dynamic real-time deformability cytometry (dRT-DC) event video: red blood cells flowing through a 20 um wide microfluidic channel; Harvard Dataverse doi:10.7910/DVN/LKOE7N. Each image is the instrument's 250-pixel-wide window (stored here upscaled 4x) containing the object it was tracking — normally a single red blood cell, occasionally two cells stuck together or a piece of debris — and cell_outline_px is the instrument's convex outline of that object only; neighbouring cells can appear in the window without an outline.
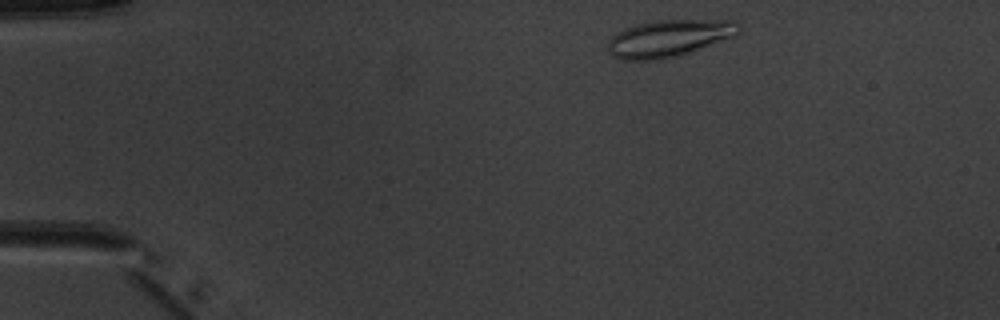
{"species": "common noctule bat (a hibernating species)", "species_latin": "Nyctalus noctula", "temperature_condition": "warm", "stored_images_in_passage": 3, "camera_frame_rate_fps": 3000, "um_per_image_px": 0.085, "animal": {"sex": "male", "body_mass_g": 20.1, "forearm_length_mm": 53.5}, "frame": {"image": 1, "passage_image": 1, "time_ms": 0.0, "image_size_px": [1000, 320], "cell_outline_px": [[740, 32], [736, 36], [692, 52], [660, 60], [620, 60], [612, 56], [608, 52], [608, 44], [612, 36], [616, 32], [624, 28], [636, 24], [656, 20], [736, 20], [740, 24]], "centroid_in_image_um": [56.88, 3.25], "position_along_channel_um": 28.1, "area_um2": 28.67}}
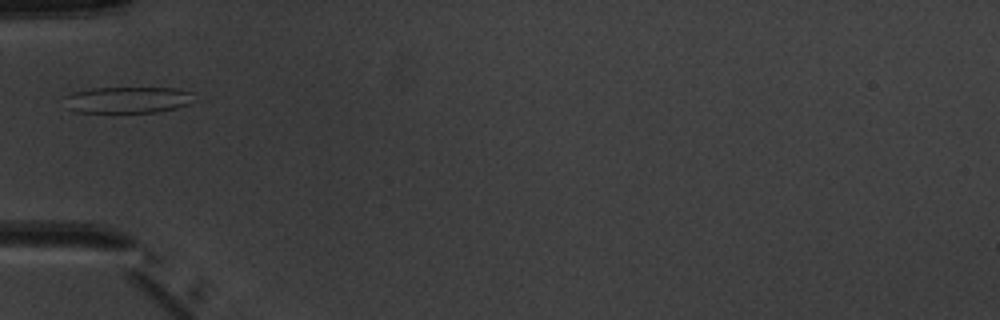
{"frame": {"image": 2, "passage_image": 3, "time_ms": 3.0, "image_size_px": [1000, 320], "cell_outline_px": [[200, 100], [176, 108], [156, 112], [76, 112], [68, 108], [64, 96], [72, 92], [92, 88], [176, 88], [192, 92]], "centroid_in_image_um": [10.93, 8.48], "position_along_channel_um": 74.1, "area_um2": 20.17}}